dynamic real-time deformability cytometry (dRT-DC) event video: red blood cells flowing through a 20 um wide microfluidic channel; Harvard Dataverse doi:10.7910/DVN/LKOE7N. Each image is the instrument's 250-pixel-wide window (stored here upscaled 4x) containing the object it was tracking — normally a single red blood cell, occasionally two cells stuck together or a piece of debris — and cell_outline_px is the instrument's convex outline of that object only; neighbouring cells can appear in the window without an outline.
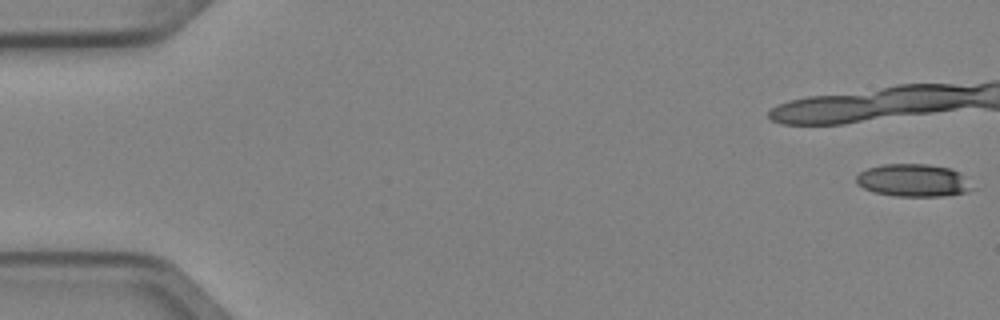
{"species": "Egyptian fruit bat (a non-hibernating species)", "species_latin": "Rousettus aegyptiacus", "temperature_condition": "cold", "stored_images_in_passage": 6, "camera_frame_rate_fps": 3000, "um_per_image_px": 0.085, "animal": {"sex": "female"}, "frame": {"image": 1, "passage_image": 1, "time_ms": 0.0, "image_size_px": [1000, 320], "cell_outline_px": [[972, 188], [968, 192], [944, 196], [896, 196], [872, 192], [856, 184], [856, 176], [860, 172], [868, 168], [884, 164], [928, 164], [952, 168], [960, 172]], "centroid_in_image_um": [77.61, 15.33], "position_along_channel_um": 7.4, "area_um2": 22.08}}